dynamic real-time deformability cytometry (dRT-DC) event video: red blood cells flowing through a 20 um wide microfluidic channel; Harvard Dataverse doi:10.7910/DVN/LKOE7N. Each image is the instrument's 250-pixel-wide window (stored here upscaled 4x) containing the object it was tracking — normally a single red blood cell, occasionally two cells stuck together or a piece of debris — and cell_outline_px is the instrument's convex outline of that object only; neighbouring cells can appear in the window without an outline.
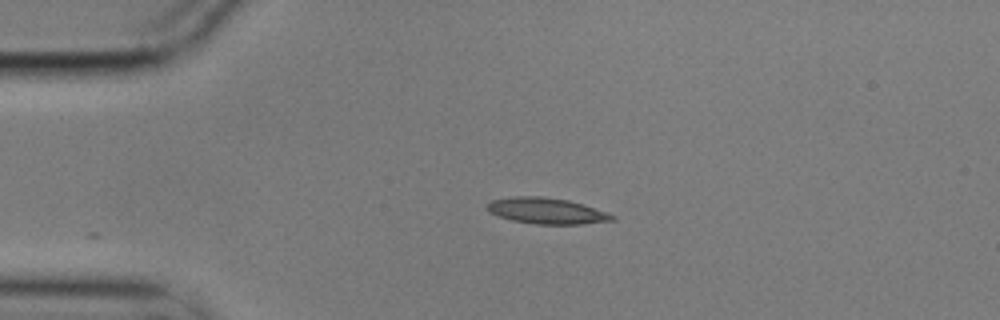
{"species": "common noctule bat (a hibernating species)", "species_latin": "Nyctalus noctula", "temperature_condition": "cold", "stored_images_in_passage": 23, "camera_frame_rate_fps": 3000, "um_per_image_px": 0.085, "animal": {"sex": "male", "body_mass_g": 17.9}, "frame": {"image": 1, "passage_image": 1, "time_ms": 0.0, "image_size_px": [1000, 320], "cell_outline_px": [[616, 220], [580, 224], [536, 224], [512, 220], [496, 216], [488, 212], [488, 204], [492, 200], [512, 196], [540, 196], [568, 200], [616, 216]], "centroid_in_image_um": [46.41, 17.93], "position_along_channel_um": 38.6, "area_um2": 18.73}}
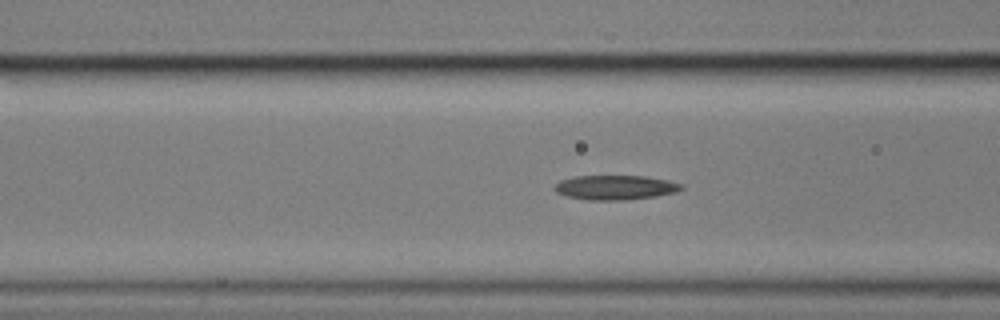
{"frame": {"image": 2, "passage_image": 10, "time_ms": 3.0, "image_size_px": [1000, 320], "cell_outline_px": [[684, 188], [676, 192], [656, 196], [624, 200], [588, 200], [568, 196], [556, 192], [552, 188], [560, 180], [576, 176], [644, 176], [668, 180], [684, 184]], "centroid_in_image_um": [52.32, 15.93], "position_along_channel_um": 114.3, "area_um2": 18.15}}
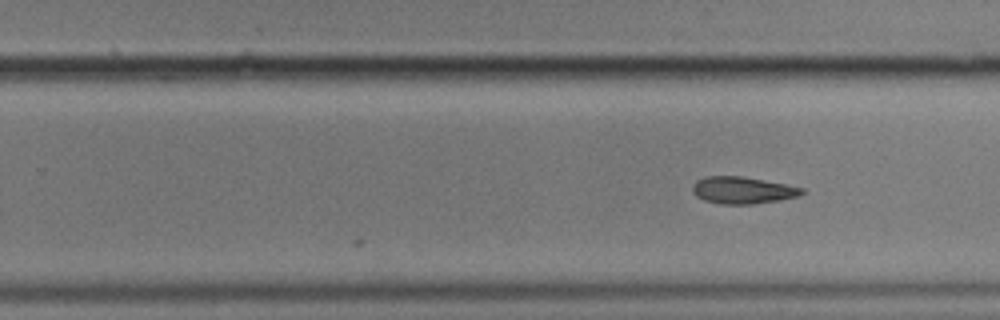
{"frame": {"image": 3, "passage_image": 23, "time_ms": 7.333, "image_size_px": [1000, 320], "cell_outline_px": [[804, 192], [800, 196], [780, 200], [752, 204], [720, 204], [704, 200], [696, 196], [692, 192], [692, 184], [696, 180], [704, 176], [744, 176], [804, 188]], "centroid_in_image_um": [63.09, 16.16], "position_along_channel_um": 266.7, "area_um2": 17.34}}